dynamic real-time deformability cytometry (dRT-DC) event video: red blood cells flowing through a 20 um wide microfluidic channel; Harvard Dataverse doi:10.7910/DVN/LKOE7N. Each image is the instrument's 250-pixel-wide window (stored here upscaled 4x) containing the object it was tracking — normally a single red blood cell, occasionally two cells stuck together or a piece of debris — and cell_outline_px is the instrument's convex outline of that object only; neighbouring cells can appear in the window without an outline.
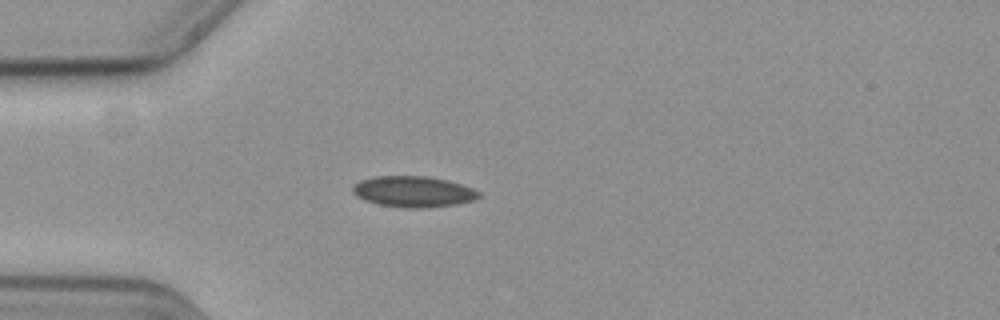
{"species": "common noctule bat (a hibernating species)", "species_latin": "Nyctalus noctula", "temperature_condition": "cold", "stored_images_in_passage": 51, "camera_frame_rate_fps": 3000, "um_per_image_px": 0.085, "animal": {"sex": "female", "body_mass_g": 19.3, "forearm_length_mm": 54.1}, "frame": {"image": 1, "passage_image": 10, "time_ms": 3.0, "image_size_px": [1000, 320], "cell_outline_px": [[480, 196], [472, 200], [456, 204], [428, 208], [404, 208], [380, 204], [364, 200], [356, 196], [352, 192], [352, 188], [360, 180], [376, 176], [428, 176], [448, 180], [472, 188], [480, 192]], "centroid_in_image_um": [35.13, 16.29], "position_along_channel_um": 49.9, "area_um2": 22.72}}
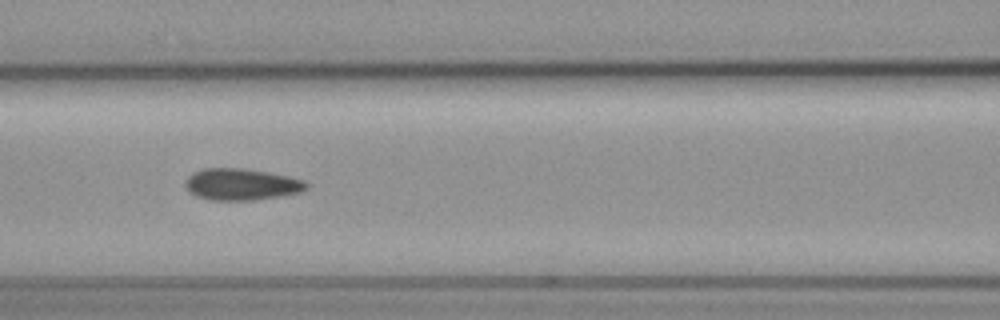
{"frame": {"image": 2, "passage_image": 19, "time_ms": 6.0, "image_size_px": [1000, 320], "cell_outline_px": [[308, 188], [300, 192], [280, 196], [256, 200], [208, 200], [196, 196], [184, 184], [188, 176], [192, 172], [204, 168], [244, 168], [268, 172], [288, 176], [304, 180], [308, 184]], "centroid_in_image_um": [20.53, 15.66], "position_along_channel_um": 146.1, "area_um2": 22.37}}
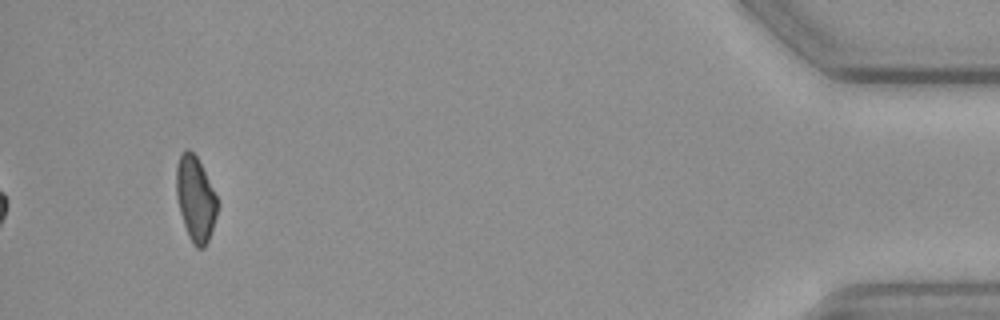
{"frame": {"image": 3, "passage_image": 48, "time_ms": 15.667, "image_size_px": [1000, 320], "cell_outline_px": [[220, 204], [208, 240], [204, 248], [196, 248], [192, 244], [188, 236], [180, 212], [176, 196], [176, 168], [180, 156], [188, 148], [196, 156]], "centroid_in_image_um": [16.61, 16.94], "position_along_channel_um": 418.6, "area_um2": 20.06}, "authors_computed_cell_mechanics": {"area_um2": 22.0218, "velocity_mm_per_s": 3.6233, "shape_relaxation_time_tau1_ms": null, "shape_relaxation_time_tau2_ms": 4.2064, "deformation_change_tau1": null, "deformation_change_tau2": 0.099}}